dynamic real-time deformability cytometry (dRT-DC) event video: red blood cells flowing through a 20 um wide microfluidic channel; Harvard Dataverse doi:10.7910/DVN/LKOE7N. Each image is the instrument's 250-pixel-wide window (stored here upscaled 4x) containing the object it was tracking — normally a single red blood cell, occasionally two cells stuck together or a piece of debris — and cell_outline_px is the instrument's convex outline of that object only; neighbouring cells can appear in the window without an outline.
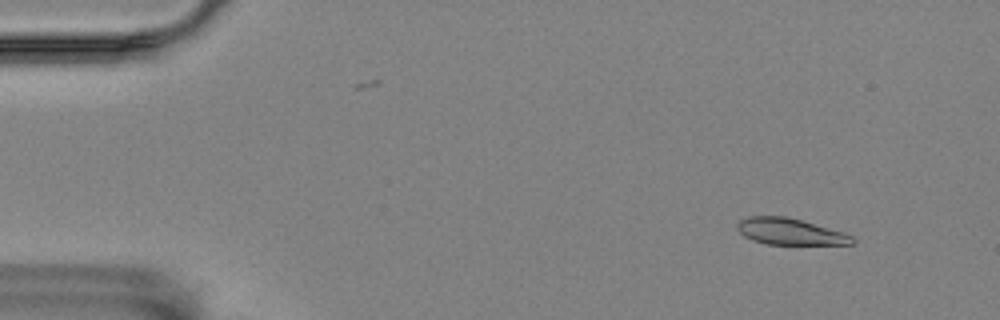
{"species": "Egyptian fruit bat (a non-hibernating species)", "species_latin": "Rousettus aegyptiacus", "temperature_condition": "room temperature", "stored_images_in_passage": 56, "camera_frame_rate_fps": 3000, "um_per_image_px": 0.085, "animal": {"sex": "female"}, "frame": {"image": 1, "passage_image": 5, "time_ms": 1.333, "image_size_px": [1000, 320], "cell_outline_px": [[856, 240], [852, 244], [768, 244], [752, 240], [744, 236], [736, 228], [736, 224], [740, 220], [748, 216], [784, 216], [800, 220], [844, 232], [852, 236]], "centroid_in_image_um": [67.13, 19.68], "position_along_channel_um": 17.9, "area_um2": 17.57}}
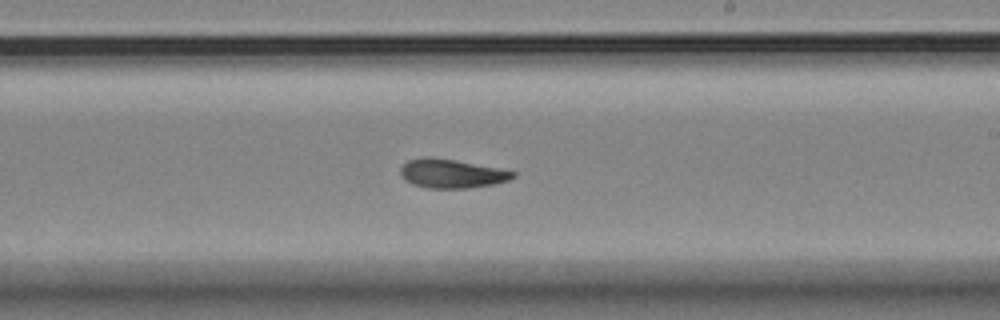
{"frame": {"image": 2, "passage_image": 33, "time_ms": 10.667, "image_size_px": [1000, 320], "cell_outline_px": [[516, 176], [508, 180], [492, 184], [468, 188], [428, 188], [412, 184], [404, 180], [400, 176], [400, 168], [408, 160], [424, 156], [428, 156], [456, 160], [516, 172]], "centroid_in_image_um": [38.33, 14.75], "position_along_channel_um": 250.7, "area_um2": 18.9}}
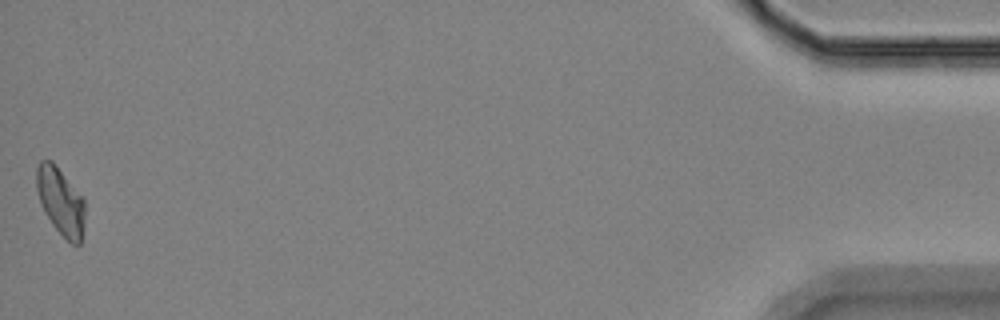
{"frame": {"image": 3, "passage_image": 56, "time_ms": 18.333, "image_size_px": [1000, 320], "cell_outline_px": [[84, 224], [80, 244], [72, 244], [52, 224], [44, 212], [40, 204], [36, 188], [36, 168], [40, 160], [52, 160], [84, 200]], "centroid_in_image_um": [5.12, 17.09], "position_along_channel_um": 430.1, "area_um2": 18.73}, "authors_computed_cell_mechanics": {"area_um2": 18.8428, "velocity_mm_per_s": 3.5238, "shape_relaxation_time_tau1_ms": 7.9693, "shape_relaxation_time_tau2_ms": 3.6418, "deformation_change_tau1": 0.1836, "deformation_change_tau2": 0.0824}}